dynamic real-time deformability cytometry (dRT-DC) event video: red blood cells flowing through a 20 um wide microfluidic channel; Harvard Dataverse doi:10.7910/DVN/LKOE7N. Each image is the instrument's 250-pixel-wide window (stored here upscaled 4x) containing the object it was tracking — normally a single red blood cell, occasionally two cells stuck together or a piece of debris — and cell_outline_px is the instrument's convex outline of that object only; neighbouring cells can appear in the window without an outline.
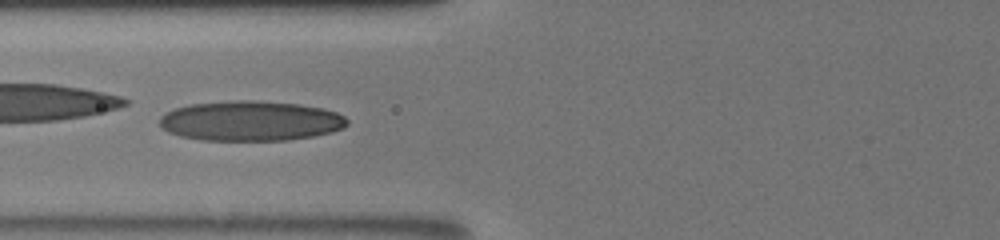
{"species": "human", "species_latin": "Homo sapiens", "temperature_condition": "room temperature", "stored_images_in_passage": 7, "camera_frame_rate_fps": 3000, "um_per_image_px": 0.085, "donor": {"sex": "male"}, "frame": {"image": 1, "passage_image": 6, "time_ms": 1.667, "image_size_px": [1000, 240], "cell_outline_px": [[348, 124], [344, 128], [332, 132], [312, 136], [288, 140], [200, 140], [180, 136], [168, 132], [160, 128], [160, 116], [164, 112], [188, 104], [236, 100], [256, 100], [300, 104], [324, 108], [336, 112], [344, 116], [348, 120]], "centroid_in_image_um": [21.29, 10.27], "position_along_channel_um": 104.5, "area_um2": 44.1}}